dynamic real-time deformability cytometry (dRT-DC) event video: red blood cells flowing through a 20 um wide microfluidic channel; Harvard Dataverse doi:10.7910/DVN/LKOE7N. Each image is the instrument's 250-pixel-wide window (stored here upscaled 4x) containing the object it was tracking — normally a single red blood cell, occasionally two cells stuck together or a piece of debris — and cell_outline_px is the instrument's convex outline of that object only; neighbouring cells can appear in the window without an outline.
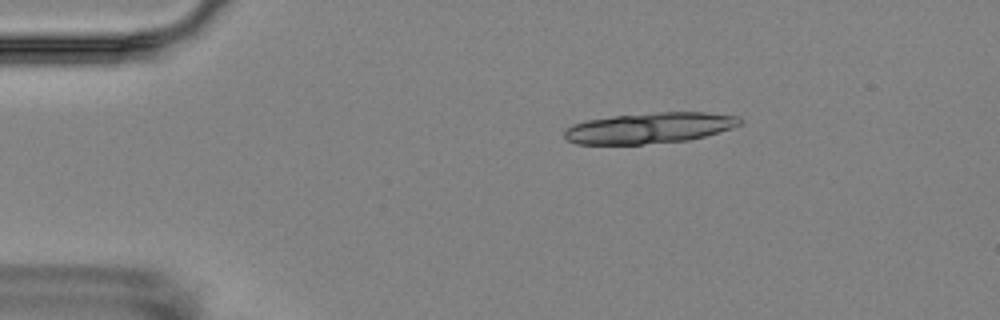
{"species": "Egyptian fruit bat (a non-hibernating species)", "species_latin": "Rousettus aegyptiacus", "temperature_condition": "room temperature", "stored_images_in_passage": 4, "camera_frame_rate_fps": 3000, "um_per_image_px": 0.085, "animal": {"sex": "female"}, "frame": {"image": 1, "passage_image": 2, "time_ms": 1.333, "image_size_px": [1000, 320], "cell_outline_px": [[740, 124], [732, 128], [704, 136], [688, 140], [640, 144], [576, 144], [568, 140], [564, 136], [564, 132], [572, 124], [588, 120], [616, 116], [656, 112], [704, 112], [740, 116]], "centroid_in_image_um": [55.22, 10.87], "position_along_channel_um": 29.8, "area_um2": 31.15}}
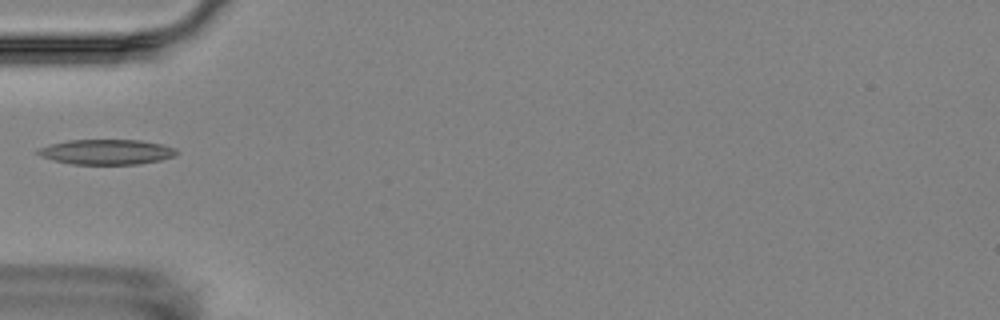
{"frame": {"image": 2, "passage_image": 4, "time_ms": 4.333, "image_size_px": [1000, 320], "cell_outline_px": [[180, 152], [176, 156], [160, 160], [140, 164], [72, 164], [52, 160], [40, 156], [36, 152], [36, 148], [68, 140], [140, 140], [160, 144], [176, 148]], "centroid_in_image_um": [9.07, 12.92], "position_along_channel_um": 75.9, "area_um2": 20.4}}